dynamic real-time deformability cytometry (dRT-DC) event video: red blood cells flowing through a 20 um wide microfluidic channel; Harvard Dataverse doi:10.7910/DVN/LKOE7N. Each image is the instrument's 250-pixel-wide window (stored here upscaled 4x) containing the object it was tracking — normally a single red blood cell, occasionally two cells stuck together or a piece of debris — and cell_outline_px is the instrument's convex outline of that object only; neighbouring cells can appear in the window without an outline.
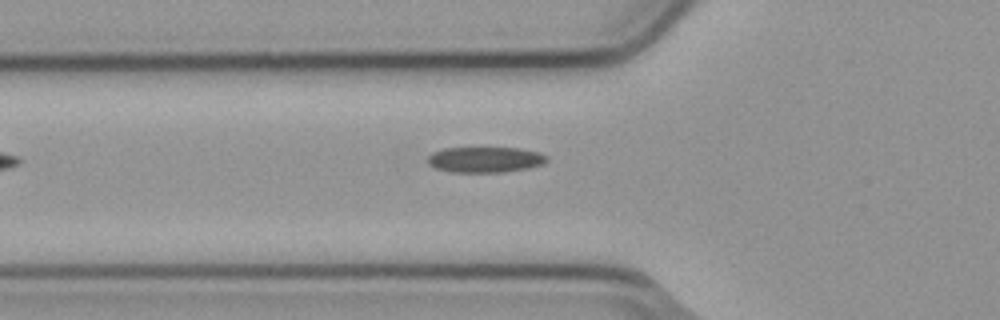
{"species": "common noctule bat (a hibernating species)", "species_latin": "Nyctalus noctula", "temperature_condition": "cold", "stored_images_in_passage": 3, "camera_frame_rate_fps": 3000, "um_per_image_px": 0.085, "animal": {"sex": "male", "body_mass_g": 23.1, "forearm_length_mm": 52.7}, "frame": {"image": 1, "passage_image": 3, "time_ms": 0.667, "image_size_px": [1000, 320], "cell_outline_px": [[548, 160], [544, 164], [528, 168], [504, 172], [448, 172], [436, 168], [428, 164], [428, 156], [432, 152], [444, 148], [520, 148], [540, 152], [548, 156]], "centroid_in_image_um": [41.26, 13.57], "position_along_channel_um": 84.5, "area_um2": 17.98}}